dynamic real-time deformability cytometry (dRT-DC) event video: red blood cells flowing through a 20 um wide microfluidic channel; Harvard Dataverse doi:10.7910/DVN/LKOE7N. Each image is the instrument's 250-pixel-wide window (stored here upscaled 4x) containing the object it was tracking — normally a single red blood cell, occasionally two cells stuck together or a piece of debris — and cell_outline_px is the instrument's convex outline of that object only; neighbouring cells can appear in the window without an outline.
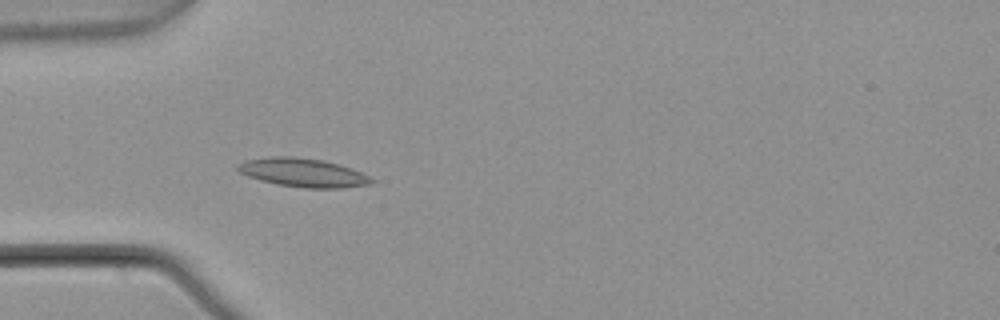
{"species": "common noctule bat (a hibernating species)", "species_latin": "Nyctalus noctula", "temperature_condition": "warm", "stored_images_in_passage": 5, "camera_frame_rate_fps": 3000, "um_per_image_px": 0.085, "animal": {"sex": "male", "body_mass_g": 21.5, "forearm_length_mm": 52.0}, "frame": {"image": 1, "passage_image": 5, "time_ms": 1.333, "image_size_px": [1000, 320], "cell_outline_px": [[376, 180], [372, 184], [344, 188], [304, 188], [276, 184], [260, 180], [248, 176], [240, 172], [236, 168], [236, 164], [244, 160], [272, 156], [292, 156], [324, 160], [352, 168]], "centroid_in_image_um": [25.75, 14.67], "position_along_channel_um": 59.2, "area_um2": 22.54}}